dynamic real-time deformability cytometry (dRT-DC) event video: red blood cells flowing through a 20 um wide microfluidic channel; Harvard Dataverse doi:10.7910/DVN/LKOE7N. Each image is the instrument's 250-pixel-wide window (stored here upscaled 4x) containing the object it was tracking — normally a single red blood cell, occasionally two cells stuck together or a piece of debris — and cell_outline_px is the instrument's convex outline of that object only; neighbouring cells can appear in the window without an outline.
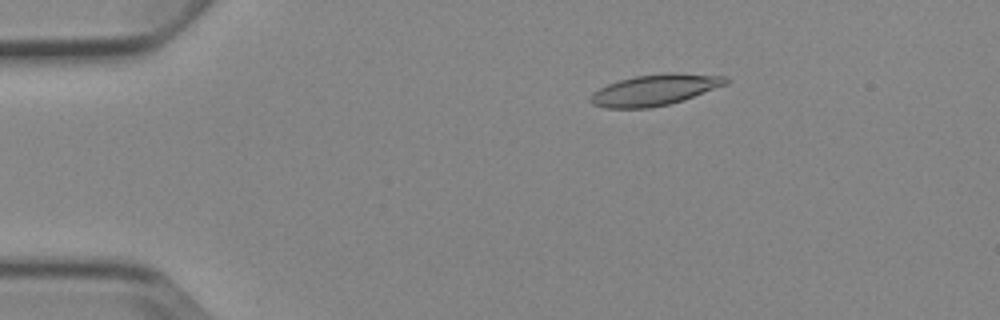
{"species": "Egyptian fruit bat (a non-hibernating species)", "species_latin": "Rousettus aegyptiacus", "temperature_condition": "cold", "stored_images_in_passage": 6, "camera_frame_rate_fps": 3000, "um_per_image_px": 0.085, "animal": {"sex": "female"}, "frame": {"image": 1, "passage_image": 3, "time_ms": 2.333, "image_size_px": [1000, 320], "cell_outline_px": [[732, 80], [728, 84], [684, 100], [668, 104], [648, 108], [604, 108], [592, 104], [588, 100], [592, 92], [608, 84], [620, 80], [636, 76], [668, 72], [676, 72], [728, 76]], "centroid_in_image_um": [55.71, 7.63], "position_along_channel_um": 29.3, "area_um2": 24.8}}
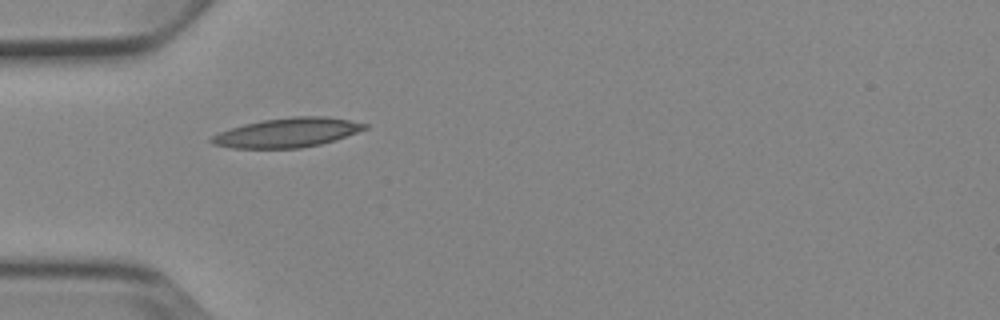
{"frame": {"image": 2, "passage_image": 5, "time_ms": 4.667, "image_size_px": [1000, 320], "cell_outline_px": [[368, 128], [336, 140], [320, 144], [300, 148], [232, 148], [212, 144], [208, 140], [212, 136], [220, 132], [244, 124], [264, 120], [292, 116], [324, 116], [348, 120], [368, 124]], "centroid_in_image_um": [24.43, 11.27], "position_along_channel_um": 60.6, "area_um2": 26.07}}
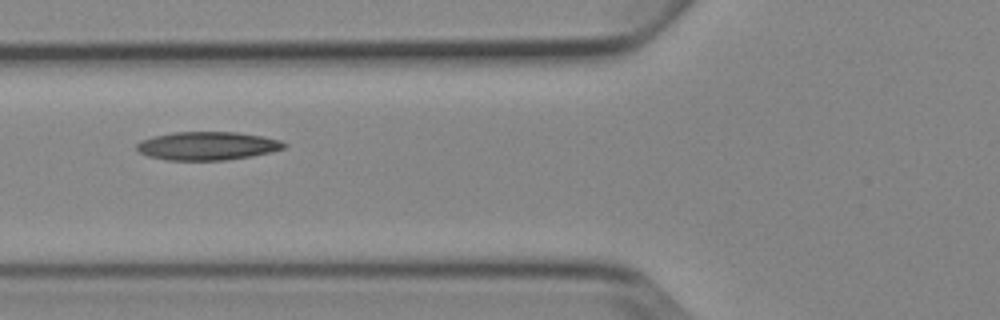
{"frame": {"image": 3, "passage_image": 6, "time_ms": 6.0, "image_size_px": [1000, 320], "cell_outline_px": [[288, 144], [284, 148], [272, 152], [252, 156], [224, 160], [164, 160], [148, 156], [140, 152], [136, 148], [136, 144], [140, 140], [152, 136], [172, 132], [236, 132], [260, 136], [280, 140]], "centroid_in_image_um": [17.6, 12.4], "position_along_channel_um": 108.2, "area_um2": 24.45}}